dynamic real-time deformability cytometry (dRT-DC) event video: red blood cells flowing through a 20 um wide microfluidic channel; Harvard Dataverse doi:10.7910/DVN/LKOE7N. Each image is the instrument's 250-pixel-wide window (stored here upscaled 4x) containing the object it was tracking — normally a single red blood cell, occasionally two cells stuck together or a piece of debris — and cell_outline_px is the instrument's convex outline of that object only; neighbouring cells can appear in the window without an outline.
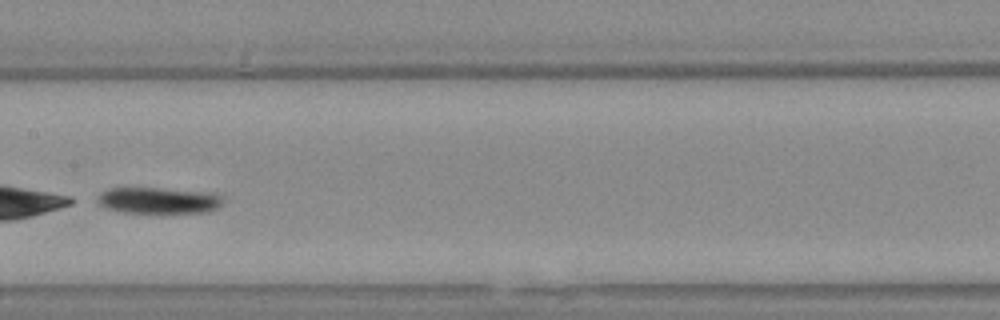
{"species": "Egyptian fruit bat (a non-hibernating species)", "species_latin": "Rousettus aegyptiacus", "temperature_condition": "warm", "stored_images_in_passage": 41, "camera_frame_rate_fps": 3000, "um_per_image_px": 0.085, "animal": {"sex": "female"}, "frame": {"image": 1, "passage_image": 15, "time_ms": 4.667, "image_size_px": [1000, 320], "cell_outline_px": [[224, 200], [216, 208], [208, 212], [120, 212], [108, 208], [100, 204], [96, 200], [100, 192], [108, 188], [156, 188], [204, 192], [220, 196]], "centroid_in_image_um": [13.41, 17.03], "position_along_channel_um": 194.0, "area_um2": 18.79}}
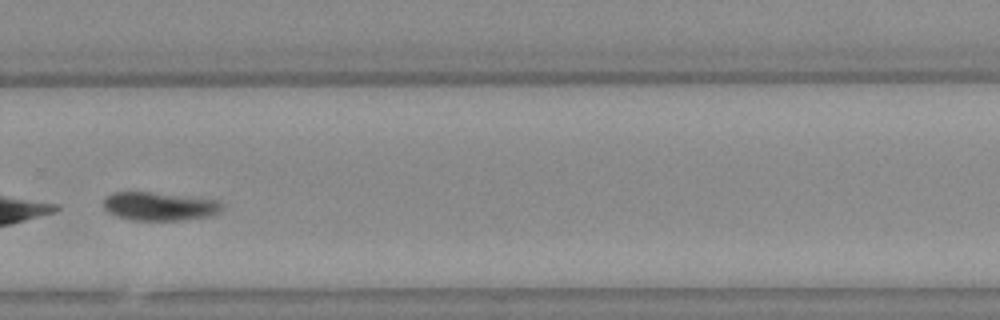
{"frame": {"image": 2, "passage_image": 25, "time_ms": 8.0, "image_size_px": [1000, 320], "cell_outline_px": [[224, 208], [220, 212], [212, 216], [184, 220], [132, 220], [116, 216], [108, 212], [104, 208], [104, 196], [112, 192], [148, 192], [216, 200]], "centroid_in_image_um": [13.52, 17.55], "position_along_channel_um": 316.3, "area_um2": 19.59}, "authors_computed_cell_mechanics": {"area_um2": 21.2704, "velocity_mm_per_s": 3.6929, "shape_relaxation_time_tau1_ms": 3.991, "shape_relaxation_time_tau2_ms": 4.9243, "deformation_change_tau1": 0.2964, "deformation_change_tau2": 0.0738}}